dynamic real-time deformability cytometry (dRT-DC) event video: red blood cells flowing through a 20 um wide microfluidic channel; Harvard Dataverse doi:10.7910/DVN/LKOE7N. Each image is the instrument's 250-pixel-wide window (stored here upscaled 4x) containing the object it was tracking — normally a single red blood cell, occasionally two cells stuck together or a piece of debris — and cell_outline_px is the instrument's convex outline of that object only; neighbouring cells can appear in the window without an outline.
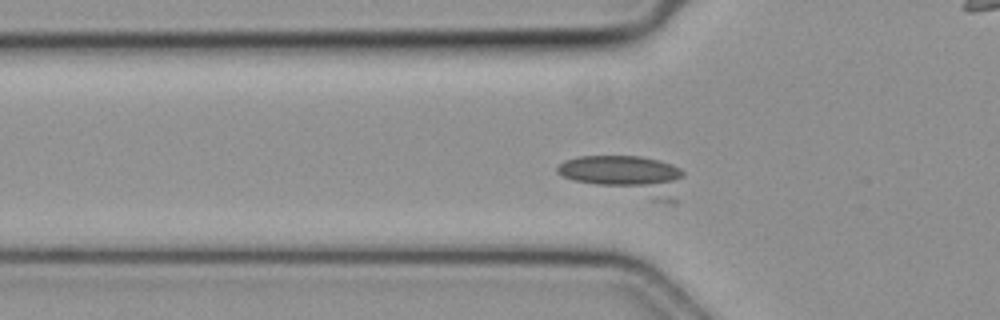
{"species": "common noctule bat (a hibernating species)", "species_latin": "Nyctalus noctula", "temperature_condition": "cold", "stored_images_in_passage": 29, "camera_frame_rate_fps": 3000, "um_per_image_px": 0.085, "animal": {"sex": "female", "body_mass_g": 19.3, "forearm_length_mm": 54.1}, "frame": {"image": 1, "passage_image": 17, "time_ms": 5.333, "image_size_px": [1000, 320], "cell_outline_px": [[684, 176], [676, 204], [668, 204], [648, 200], [572, 180], [556, 172], [556, 168], [564, 160], [576, 156], [640, 156], [660, 160], [672, 164], [680, 168], [684, 172]], "centroid_in_image_um": [53.31, 14.95], "position_along_channel_um": 72.5, "area_um2": 29.94}}